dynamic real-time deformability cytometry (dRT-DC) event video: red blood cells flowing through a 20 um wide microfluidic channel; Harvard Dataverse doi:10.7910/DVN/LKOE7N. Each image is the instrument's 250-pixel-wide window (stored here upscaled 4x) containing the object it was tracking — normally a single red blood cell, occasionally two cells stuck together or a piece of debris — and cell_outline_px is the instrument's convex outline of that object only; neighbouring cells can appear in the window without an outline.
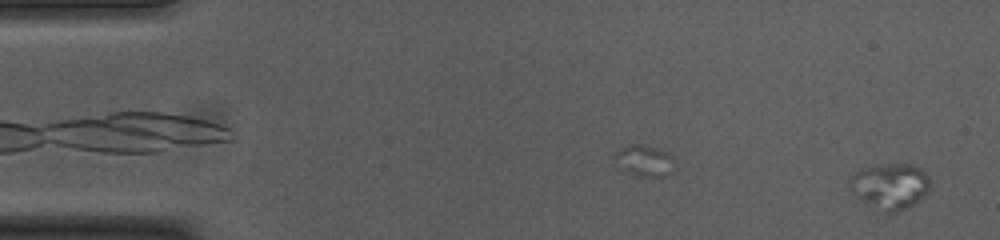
{"species": "common noctule bat (a hibernating species)", "species_latin": "Nyctalus noctula", "temperature_condition": "cold", "stored_images_in_passage": 48, "camera_frame_rate_fps": 3000, "um_per_image_px": 0.085, "animal": {"sex": "female", "body_mass_g": 23.0, "forearm_length_mm": 53.4}, "frame": {"image": 1, "passage_image": 3, "time_ms": 0.667, "image_size_px": [1000, 240], "cell_outline_px": [[928, 192], [920, 200], [896, 212], [888, 212], [860, 200], [848, 188], [848, 184], [852, 176], [860, 168], [880, 164], [912, 164], [920, 168], [928, 176]], "centroid_in_image_um": [75.63, 15.79], "position_along_channel_um": 9.4, "area_um2": 21.21}}
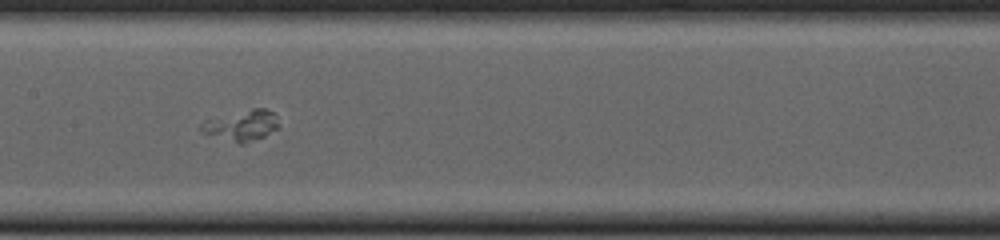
{"frame": {"image": 2, "passage_image": 28, "time_ms": 9.0, "image_size_px": [1000, 240], "cell_outline_px": [[280, 128], [264, 136], [244, 144], [240, 144], [200, 132], [200, 124], [204, 120], [252, 108], [264, 108], [272, 112], [276, 116], [280, 124]], "centroid_in_image_um": [20.55, 10.67], "position_along_channel_um": 186.8, "area_um2": 13.99}}
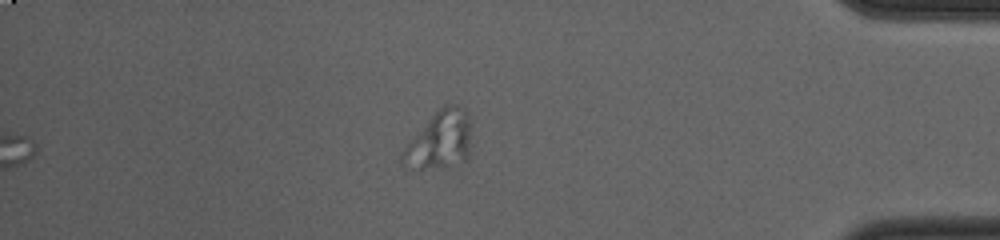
{"frame": {"image": 3, "passage_image": 48, "time_ms": 15.667, "image_size_px": [1000, 240], "cell_outline_px": [[468, 160], [444, 168], [420, 168], [404, 164], [400, 160], [400, 156], [404, 148], [428, 120], [444, 104], [460, 104], [464, 108], [468, 116]], "centroid_in_image_um": [37.39, 11.92], "position_along_channel_um": 397.8, "area_um2": 22.54}}